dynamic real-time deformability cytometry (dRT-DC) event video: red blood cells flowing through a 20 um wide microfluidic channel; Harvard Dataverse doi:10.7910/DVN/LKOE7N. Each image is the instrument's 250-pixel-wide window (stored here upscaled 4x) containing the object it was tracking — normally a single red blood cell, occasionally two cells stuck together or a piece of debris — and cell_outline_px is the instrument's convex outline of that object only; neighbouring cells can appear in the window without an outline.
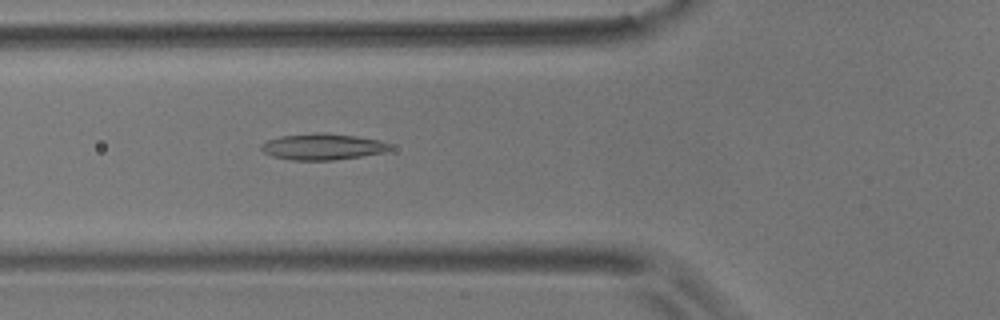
{"species": "common noctule bat (a hibernating species)", "species_latin": "Nyctalus noctula", "temperature_condition": "room temperature", "stored_images_in_passage": 6, "camera_frame_rate_fps": 3000, "um_per_image_px": 0.085, "animal": {"sex": "male", "body_mass_g": 17.9}, "frame": {"image": 1, "passage_image": 6, "time_ms": 5.667, "image_size_px": [1000, 320], "cell_outline_px": [[388, 148], [384, 152], [360, 156], [332, 160], [292, 160], [272, 156], [264, 152], [260, 148], [260, 144], [268, 140], [280, 136], [316, 132], [324, 132], [356, 136], [380, 140], [388, 144]], "centroid_in_image_um": [27.35, 12.46], "position_along_channel_um": 98.4, "area_um2": 19.54}}